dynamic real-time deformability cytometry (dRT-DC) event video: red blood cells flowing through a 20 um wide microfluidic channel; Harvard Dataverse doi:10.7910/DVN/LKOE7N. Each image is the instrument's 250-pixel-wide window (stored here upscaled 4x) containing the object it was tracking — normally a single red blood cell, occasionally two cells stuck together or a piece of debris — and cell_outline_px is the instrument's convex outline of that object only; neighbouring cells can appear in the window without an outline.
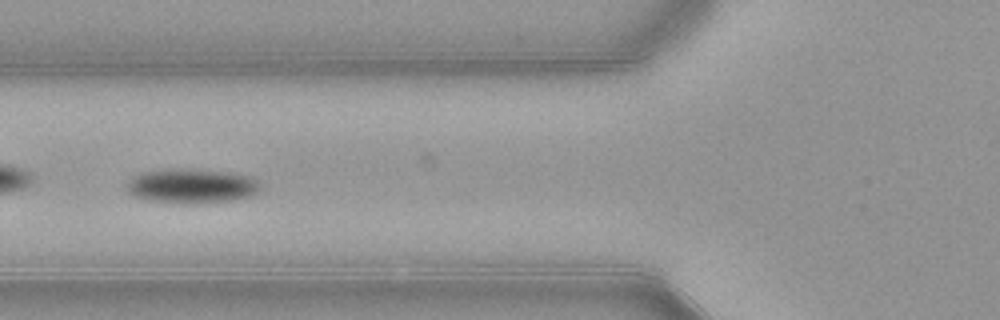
{"species": "common noctule bat (a hibernating species)", "species_latin": "Nyctalus noctula", "temperature_condition": "warm", "stored_images_in_passage": 54, "camera_frame_rate_fps": 3000, "um_per_image_px": 0.085, "animal": {"sex": "female", "body_mass_g": 21.9}, "frame": {"image": 1, "passage_image": 21, "time_ms": 6.667, "image_size_px": [1000, 320], "cell_outline_px": [[260, 192], [252, 196], [236, 200], [192, 204], [184, 204], [148, 200], [132, 196], [128, 192], [124, 184], [136, 176], [148, 172], [224, 172], [248, 176], [256, 180], [260, 184]], "centroid_in_image_um": [16.34, 15.9], "position_along_channel_um": 109.5, "area_um2": 25.72}}
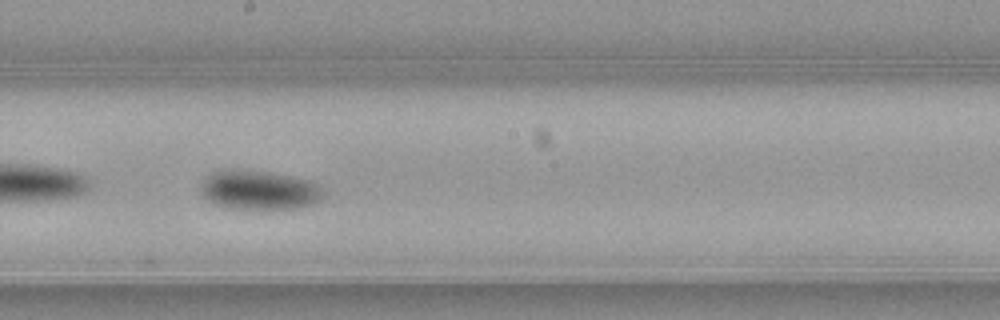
{"frame": {"image": 2, "passage_image": 30, "time_ms": 9.667, "image_size_px": [1000, 320], "cell_outline_px": [[324, 196], [320, 200], [312, 204], [300, 208], [224, 208], [208, 200], [200, 192], [200, 184], [204, 176], [212, 172], [224, 168], [228, 168], [268, 172], [308, 180], [316, 184], [324, 192]], "centroid_in_image_um": [21.95, 16.14], "position_along_channel_um": 226.2, "area_um2": 28.15}}
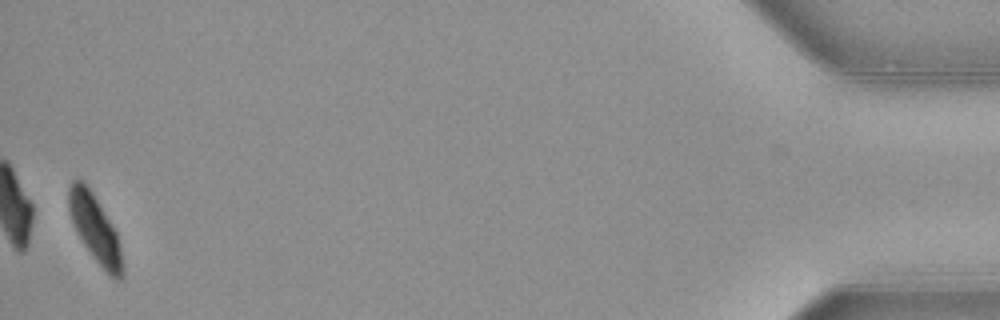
{"frame": {"image": 3, "passage_image": 53, "time_ms": 17.333, "image_size_px": [1000, 320], "cell_outline_px": [[124, 276], [120, 280], [116, 280], [96, 260], [84, 244], [72, 220], [68, 208], [68, 188], [72, 180], [84, 180], [92, 192], [116, 232], [120, 244], [124, 264]], "centroid_in_image_um": [8.1, 19.43], "position_along_channel_um": 427.1, "area_um2": 20.63}, "authors_computed_cell_mechanics": {"area_um2": 25.2875, "velocity_mm_per_s": 3.872, "shape_relaxation_time_tau1_ms": 1.6906, "shape_relaxation_time_tau2_ms": null, "deformation_change_tau1": 0.1211, "deformation_change_tau2": null}}